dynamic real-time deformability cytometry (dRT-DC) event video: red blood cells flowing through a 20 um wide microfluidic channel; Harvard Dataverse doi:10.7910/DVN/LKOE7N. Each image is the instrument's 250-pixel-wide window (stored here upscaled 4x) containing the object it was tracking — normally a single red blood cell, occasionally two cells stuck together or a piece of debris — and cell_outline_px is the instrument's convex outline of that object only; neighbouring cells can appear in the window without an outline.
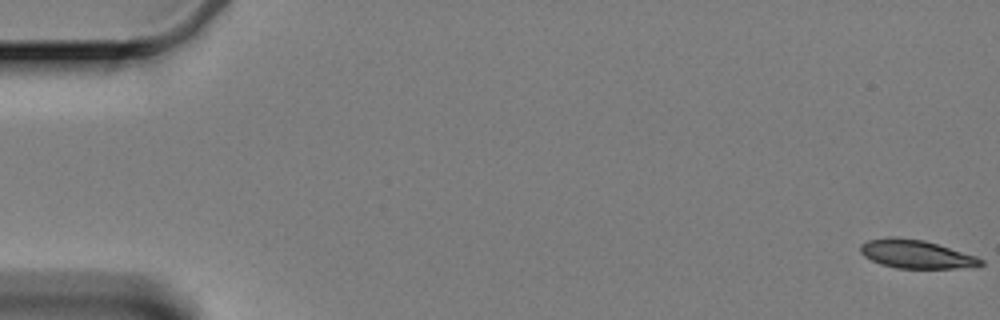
{"species": "Egyptian fruit bat (a non-hibernating species)", "species_latin": "Rousettus aegyptiacus", "temperature_condition": "cold", "stored_images_in_passage": 60, "camera_frame_rate_fps": 3000, "um_per_image_px": 0.085, "animal": {"sex": "female"}, "frame": {"image": 1, "passage_image": 1, "time_ms": 0.0, "image_size_px": [1000, 320], "cell_outline_px": [[984, 264], [976, 268], [896, 268], [880, 264], [864, 256], [860, 252], [860, 244], [868, 240], [924, 240], [976, 256], [984, 260]], "centroid_in_image_um": [77.97, 21.66], "position_along_channel_um": 7.0, "area_um2": 19.25}}
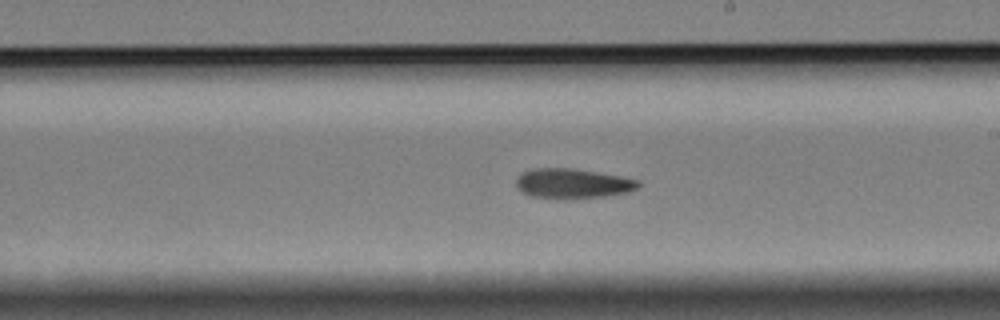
{"frame": {"image": 2, "passage_image": 35, "time_ms": 11.333, "image_size_px": [1000, 320], "cell_outline_px": [[640, 184], [636, 188], [628, 192], [604, 196], [564, 200], [560, 200], [532, 196], [516, 188], [516, 176], [520, 172], [532, 168], [572, 168], [620, 176], [640, 180]], "centroid_in_image_um": [48.62, 15.6], "position_along_channel_um": 240.4, "area_um2": 21.56}}
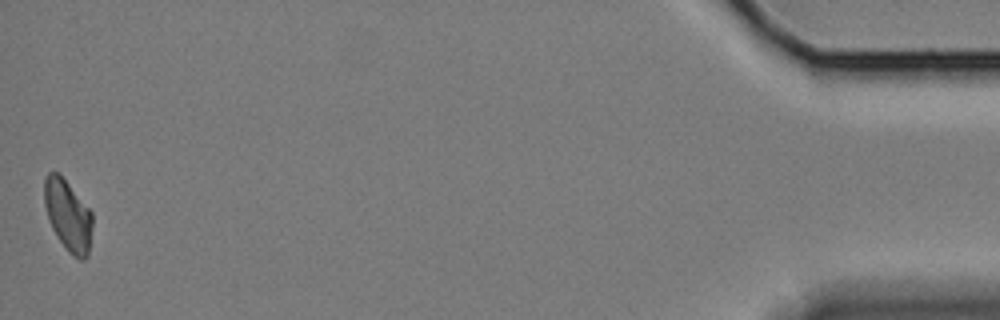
{"frame": {"image": 3, "passage_image": 60, "time_ms": 19.667, "image_size_px": [1000, 320], "cell_outline_px": [[92, 228], [88, 256], [84, 260], [80, 260], [72, 256], [68, 252], [56, 236], [48, 220], [44, 204], [44, 176], [48, 172], [60, 172], [92, 212]], "centroid_in_image_um": [5.76, 18.3], "position_along_channel_um": 429.4, "area_um2": 20.35}, "authors_computed_cell_mechanics": {"area_um2": 21.0681, "velocity_mm_per_s": 3.3404, "shape_relaxation_time_tau1_ms": 7.8544, "shape_relaxation_time_tau2_ms": 7.8191, "deformation_change_tau1": 0.1762, "deformation_change_tau2": 0.1503}}